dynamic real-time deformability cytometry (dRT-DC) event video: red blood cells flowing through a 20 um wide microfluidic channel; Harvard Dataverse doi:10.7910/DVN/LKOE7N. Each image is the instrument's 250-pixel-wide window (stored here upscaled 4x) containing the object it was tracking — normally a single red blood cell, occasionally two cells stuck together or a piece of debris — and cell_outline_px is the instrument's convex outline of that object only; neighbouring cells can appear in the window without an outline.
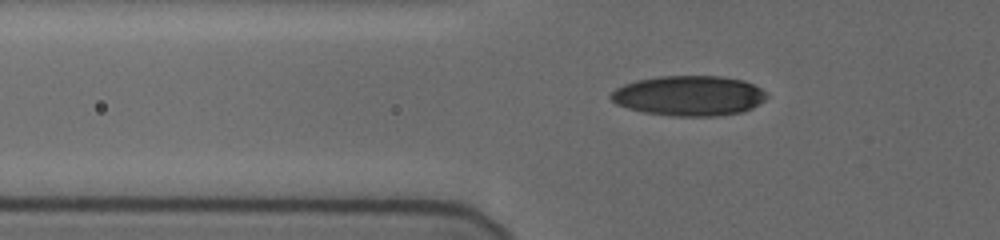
{"species": "human", "species_latin": "Homo sapiens", "temperature_condition": "cold", "stored_images_in_passage": 42, "camera_frame_rate_fps": 3000, "um_per_image_px": 0.085, "donor": {"sex": "female"}, "frame": {"image": 1, "passage_image": 6, "time_ms": 1.667, "image_size_px": [1000, 240], "cell_outline_px": [[768, 96], [764, 100], [752, 108], [740, 112], [716, 116], [672, 116], [644, 112], [628, 108], [616, 104], [608, 96], [616, 88], [624, 84], [636, 80], [660, 76], [724, 76], [744, 80], [760, 88]], "centroid_in_image_um": [58.55, 8.13], "position_along_channel_um": 67.3, "area_um2": 36.41}}
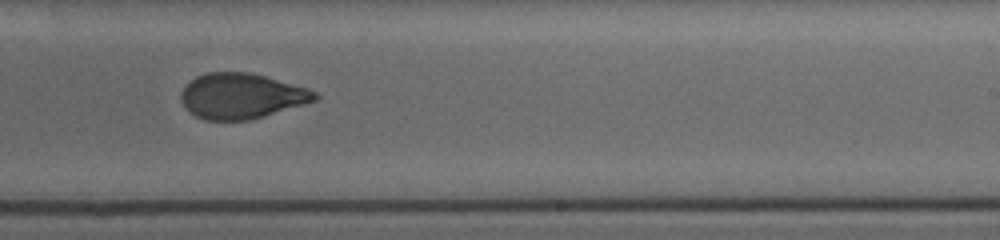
{"frame": {"image": 2, "passage_image": 23, "time_ms": 7.333, "image_size_px": [1000, 240], "cell_outline_px": [[320, 96], [316, 100], [304, 104], [264, 116], [248, 120], [204, 120], [196, 116], [184, 108], [180, 100], [180, 92], [196, 76], [208, 72], [248, 72], [264, 76], [308, 88], [316, 92]], "centroid_in_image_um": [20.5, 8.16], "position_along_channel_um": 268.5, "area_um2": 35.32}}
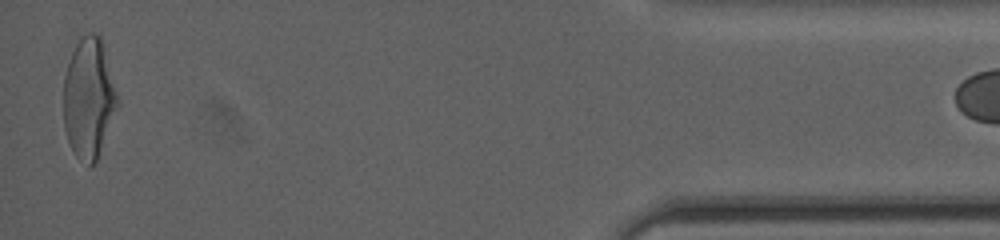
{"frame": {"image": 3, "passage_image": 41, "time_ms": 13.333, "image_size_px": [1000, 240], "cell_outline_px": [[120, 104], [96, 160], [92, 164], [88, 164], [76, 156], [68, 144], [64, 128], [64, 76], [72, 52], [76, 44], [88, 32], [92, 32], [100, 36], [104, 44]], "centroid_in_image_um": [7.56, 8.34], "position_along_channel_um": 427.6, "area_um2": 37.8}}